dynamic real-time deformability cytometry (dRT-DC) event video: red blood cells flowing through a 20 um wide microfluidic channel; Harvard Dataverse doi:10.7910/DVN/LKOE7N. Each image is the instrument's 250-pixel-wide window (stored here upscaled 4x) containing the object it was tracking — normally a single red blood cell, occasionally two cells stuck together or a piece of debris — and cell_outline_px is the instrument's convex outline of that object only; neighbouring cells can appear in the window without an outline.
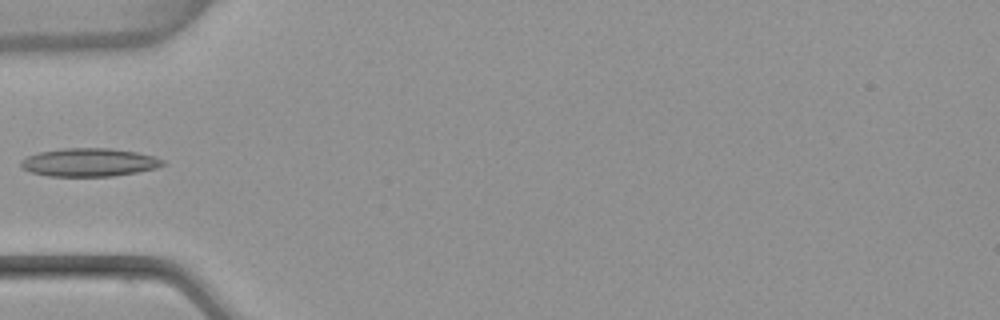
{"species": "common noctule bat (a hibernating species)", "species_latin": "Nyctalus noctula", "temperature_condition": "warm", "stored_images_in_passage": 5, "camera_frame_rate_fps": 3000, "um_per_image_px": 0.085, "animal": {"sex": "female", "body_mass_g": 22.7, "forearm_length_mm": 54.2}, "frame": {"image": 1, "passage_image": 5, "time_ms": 1.333, "image_size_px": [1000, 320], "cell_outline_px": [[164, 164], [156, 168], [136, 172], [112, 176], [48, 176], [32, 172], [24, 168], [20, 164], [20, 160], [28, 156], [40, 152], [64, 148], [112, 148], [136, 152], [156, 156], [164, 160]], "centroid_in_image_um": [7.6, 13.79], "position_along_channel_um": 77.4, "area_um2": 23.24}}